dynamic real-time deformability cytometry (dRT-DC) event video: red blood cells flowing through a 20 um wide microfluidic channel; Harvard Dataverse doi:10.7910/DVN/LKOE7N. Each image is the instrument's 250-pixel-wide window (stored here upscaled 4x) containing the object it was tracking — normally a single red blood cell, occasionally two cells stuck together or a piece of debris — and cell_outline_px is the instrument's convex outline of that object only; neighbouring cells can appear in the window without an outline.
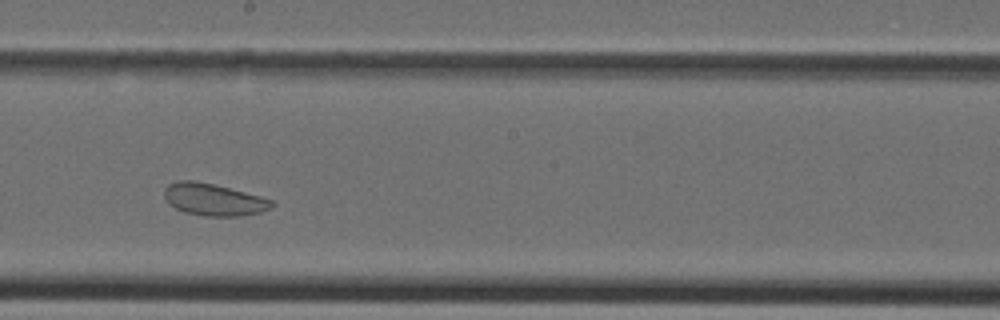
{"species": "Egyptian fruit bat (a non-hibernating species)", "species_latin": "Rousettus aegyptiacus", "temperature_condition": "cold", "stored_images_in_passage": 32, "camera_frame_rate_fps": 3000, "um_per_image_px": 0.085, "animal": {"sex": "female"}, "frame": {"image": 1, "passage_image": 15, "time_ms": 4.667, "image_size_px": [1000, 320], "cell_outline_px": [[276, 204], [272, 208], [260, 212], [240, 216], [204, 216], [184, 212], [168, 204], [164, 196], [164, 188], [168, 184], [180, 180], [196, 180], [260, 196], [272, 200]], "centroid_in_image_um": [18.14, 16.97], "position_along_channel_um": 230.1, "area_um2": 20.11}}
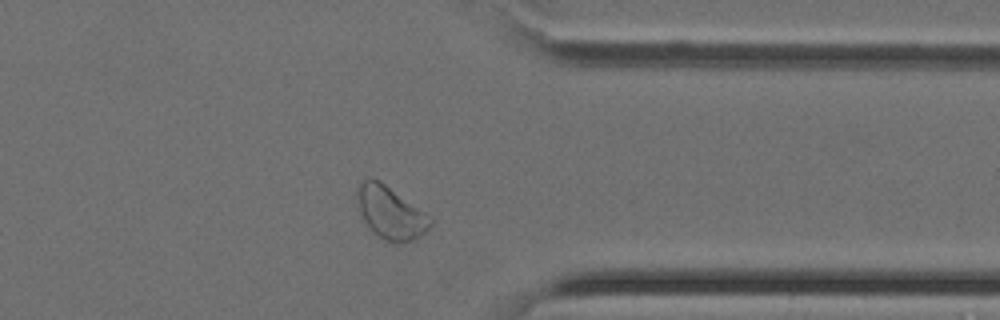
{"frame": {"image": 2, "passage_image": 24, "time_ms": 7.667, "image_size_px": [1000, 320], "cell_outline_px": [[436, 220], [420, 236], [412, 240], [388, 240], [372, 232], [364, 220], [356, 200], [356, 188], [368, 176], [372, 176], [380, 180], [432, 216]], "centroid_in_image_um": [33.2, 18.0], "position_along_channel_um": 378.2, "area_um2": 22.37}}
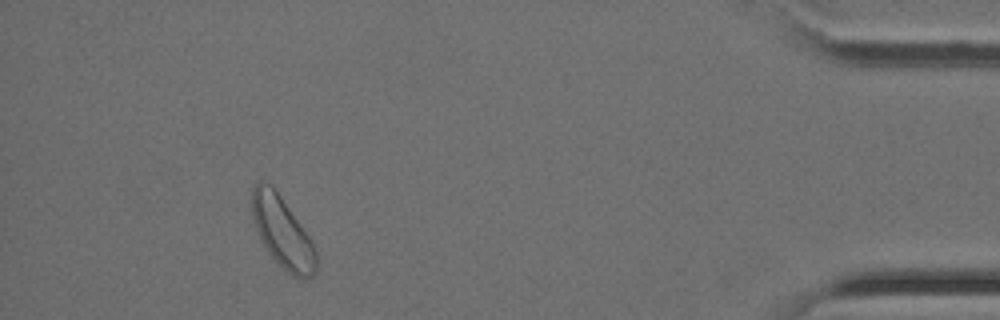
{"frame": {"image": 3, "passage_image": 29, "time_ms": 9.333, "image_size_px": [1000, 320], "cell_outline_px": [[316, 272], [308, 280], [300, 280], [292, 276], [268, 252], [260, 240], [252, 216], [252, 188], [256, 180], [260, 180], [268, 184], [280, 196], [308, 236], [316, 252]], "centroid_in_image_um": [23.99, 19.78], "position_along_channel_um": 411.2, "area_um2": 26.07}}